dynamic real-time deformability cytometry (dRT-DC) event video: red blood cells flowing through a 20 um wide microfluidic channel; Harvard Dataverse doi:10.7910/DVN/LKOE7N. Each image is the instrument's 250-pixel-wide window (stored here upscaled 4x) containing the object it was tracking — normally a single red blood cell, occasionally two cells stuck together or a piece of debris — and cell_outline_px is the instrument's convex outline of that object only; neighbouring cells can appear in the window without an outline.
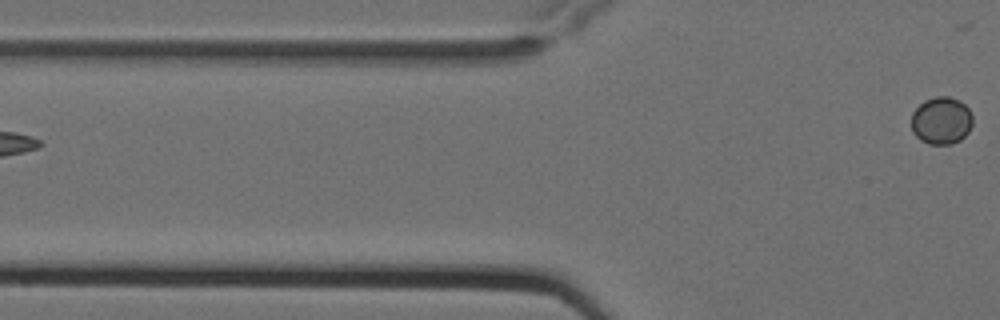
{"species": "Egyptian fruit bat (a non-hibernating species)", "species_latin": "Rousettus aegyptiacus", "temperature_condition": "cold", "stored_images_in_passage": 3, "camera_frame_rate_fps": 3000, "um_per_image_px": 0.085, "animal": {"sex": "female"}, "frame": {"image": 1, "passage_image": 3, "time_ms": 0.667, "image_size_px": [1000, 320], "cell_outline_px": [[972, 124], [968, 132], [960, 140], [952, 144], [928, 144], [920, 140], [912, 132], [912, 112], [924, 100], [936, 96], [948, 96], [960, 100], [968, 108], [972, 116]], "centroid_in_image_um": [80.01, 10.25], "position_along_channel_um": 45.8, "area_um2": 17.05}}